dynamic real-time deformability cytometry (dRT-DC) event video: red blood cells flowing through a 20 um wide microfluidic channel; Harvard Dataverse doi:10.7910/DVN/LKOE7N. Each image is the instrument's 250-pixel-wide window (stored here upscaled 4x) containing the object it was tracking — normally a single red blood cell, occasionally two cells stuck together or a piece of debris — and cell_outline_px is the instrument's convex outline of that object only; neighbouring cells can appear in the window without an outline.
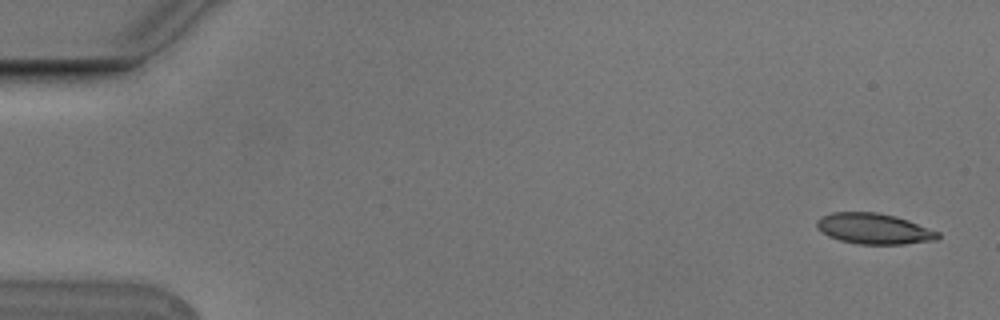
{"species": "Egyptian fruit bat (a non-hibernating species)", "species_latin": "Rousettus aegyptiacus", "temperature_condition": "cold", "stored_images_in_passage": 6, "segment_of_instrument_passage": [1, 2], "camera_frame_rate_fps": 3000, "um_per_image_px": 0.085, "animal": {"sex": "male"}, "frame": {"image": 1, "passage_image": 1, "time_ms": 0.0, "image_size_px": [1000, 320], "cell_outline_px": [[940, 236], [936, 240], [904, 244], [860, 244], [840, 240], [828, 236], [816, 224], [816, 220], [820, 216], [832, 212], [876, 212], [896, 216], [908, 220], [940, 232]], "centroid_in_image_um": [74.3, 19.43], "position_along_channel_um": 10.7, "area_um2": 21.62}}
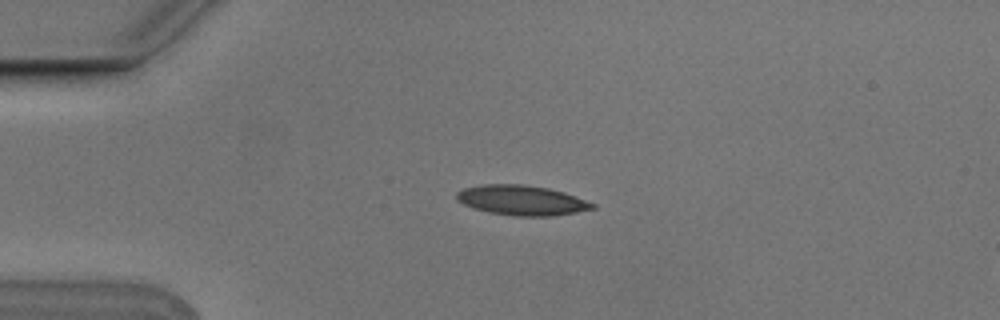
{"frame": {"image": 2, "passage_image": 4, "time_ms": 1.0, "image_size_px": [1000, 320], "cell_outline_px": [[596, 208], [576, 212], [552, 216], [516, 216], [488, 212], [472, 208], [456, 200], [456, 192], [464, 188], [484, 184], [524, 184], [548, 188], [564, 192], [596, 204]], "centroid_in_image_um": [44.33, 17.02], "position_along_channel_um": 40.7, "area_um2": 23.76}}